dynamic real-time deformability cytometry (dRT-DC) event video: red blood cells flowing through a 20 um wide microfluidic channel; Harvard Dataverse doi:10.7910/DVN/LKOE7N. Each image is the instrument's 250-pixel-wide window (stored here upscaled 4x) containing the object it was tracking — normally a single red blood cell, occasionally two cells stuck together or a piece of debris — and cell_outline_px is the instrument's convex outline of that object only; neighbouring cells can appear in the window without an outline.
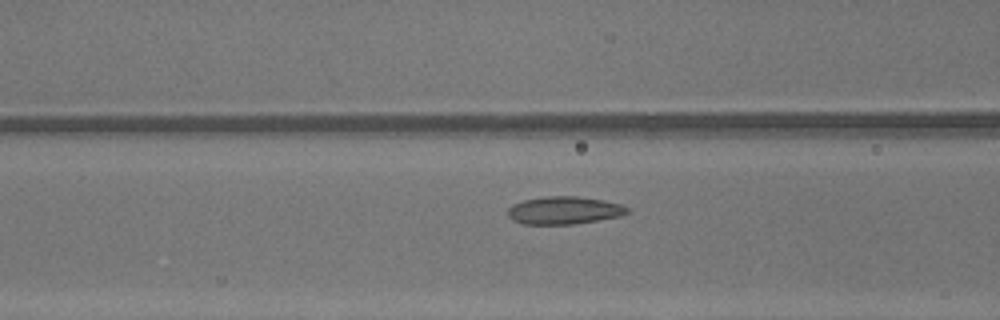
{"species": "common noctule bat (a hibernating species)", "species_latin": "Nyctalus noctula", "temperature_condition": "warm", "stored_images_in_passage": 37, "camera_frame_rate_fps": 3000, "um_per_image_px": 0.085, "animal": {"sex": "male", "body_mass_g": 13.3}, "frame": {"image": 1, "passage_image": 14, "time_ms": 4.333, "image_size_px": [1000, 320], "cell_outline_px": [[628, 212], [620, 216], [576, 224], [524, 224], [512, 220], [508, 216], [508, 208], [512, 204], [524, 200], [544, 196], [576, 196], [604, 200], [620, 204], [628, 208]], "centroid_in_image_um": [47.92, 17.88], "position_along_channel_um": 118.7, "area_um2": 19.31}}
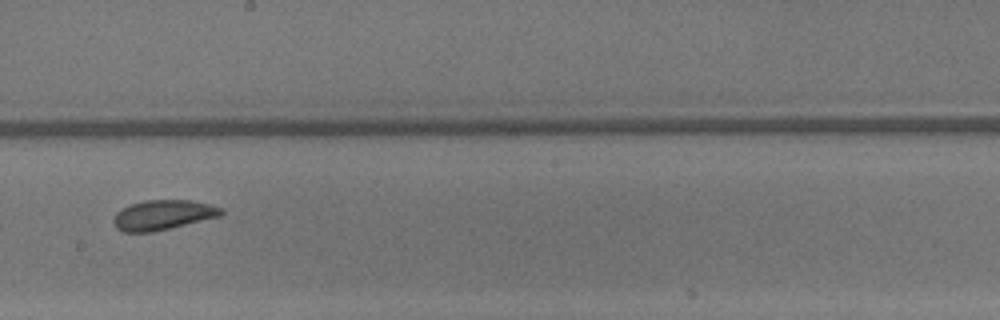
{"frame": {"image": 2, "passage_image": 22, "time_ms": 7.0, "image_size_px": [1000, 320], "cell_outline_px": [[224, 212], [220, 216], [152, 232], [124, 232], [116, 228], [112, 220], [116, 212], [120, 208], [144, 200], [192, 200], [208, 204], [220, 208]], "centroid_in_image_um": [13.8, 18.27], "position_along_channel_um": 234.4, "area_um2": 18.61}}
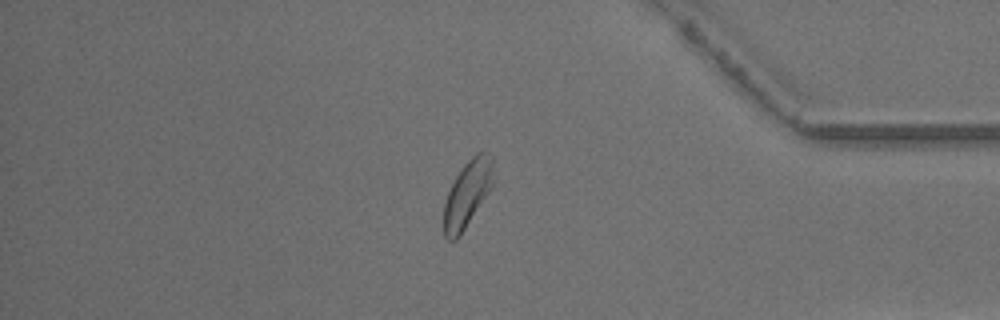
{"frame": {"image": 3, "passage_image": 35, "time_ms": 11.333, "image_size_px": [1000, 320], "cell_outline_px": [[492, 188], [460, 236], [456, 240], [448, 240], [444, 236], [444, 200], [460, 168], [476, 152], [484, 152], [492, 156]], "centroid_in_image_um": [39.71, 16.49], "position_along_channel_um": 395.5, "area_um2": 19.19}}